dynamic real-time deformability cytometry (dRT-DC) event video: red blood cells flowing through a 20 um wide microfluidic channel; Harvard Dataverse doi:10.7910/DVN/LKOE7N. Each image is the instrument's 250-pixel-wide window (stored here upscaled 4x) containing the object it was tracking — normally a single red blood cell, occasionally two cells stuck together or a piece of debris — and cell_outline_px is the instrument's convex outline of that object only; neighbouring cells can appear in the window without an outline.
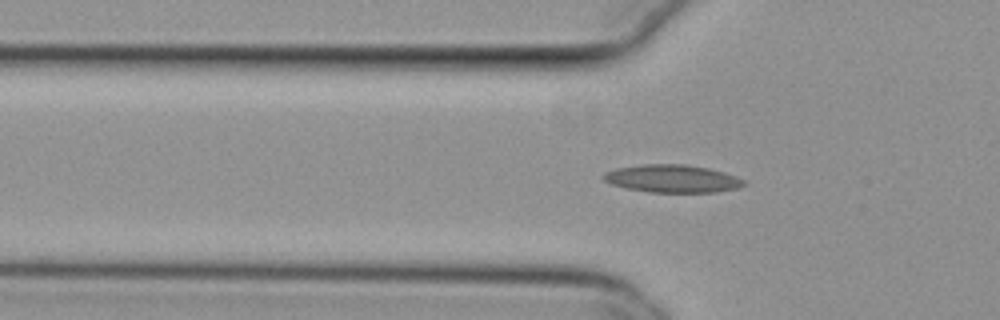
{"species": "common noctule bat (a hibernating species)", "species_latin": "Nyctalus noctula", "temperature_condition": "cold", "stored_images_in_passage": 40, "camera_frame_rate_fps": 3000, "um_per_image_px": 0.085, "animal": {"sex": "female", "body_mass_g": 29.2, "forearm_length_mm": 56.3}, "frame": {"image": 1, "passage_image": 10, "time_ms": 3.0, "image_size_px": [1000, 320], "cell_outline_px": [[748, 184], [736, 188], [712, 192], [648, 192], [628, 188], [612, 184], [604, 180], [600, 176], [604, 172], [616, 168], [644, 164], [684, 164], [708, 168], [724, 172], [736, 176], [744, 180]], "centroid_in_image_um": [57.13, 15.18], "position_along_channel_um": 68.7, "area_um2": 22.66}}
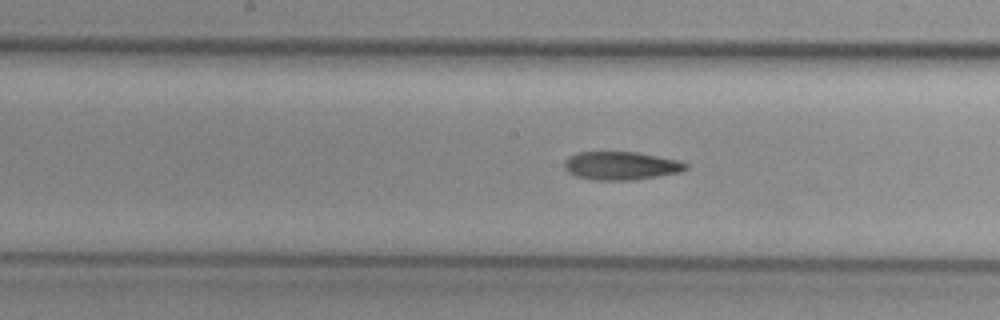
{"frame": {"image": 2, "passage_image": 20, "time_ms": 6.333, "image_size_px": [1000, 320], "cell_outline_px": [[688, 168], [680, 172], [656, 176], [628, 180], [592, 180], [576, 176], [568, 172], [564, 168], [564, 160], [568, 156], [576, 152], [636, 152], [676, 160], [688, 164]], "centroid_in_image_um": [52.72, 14.08], "position_along_channel_um": 195.5, "area_um2": 19.88}}
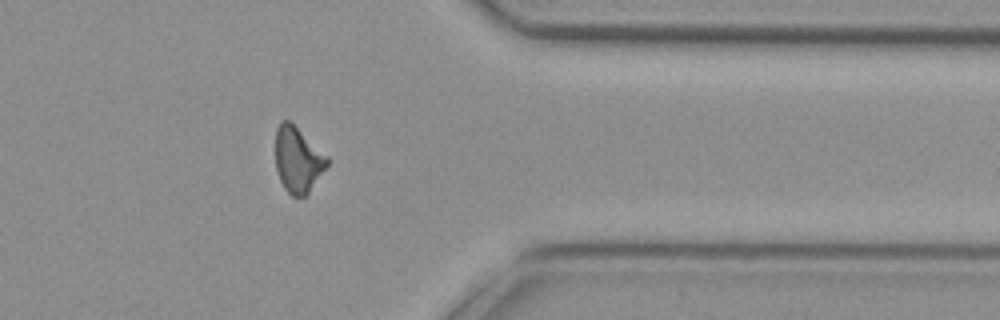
{"frame": {"image": 3, "passage_image": 36, "time_ms": 11.667, "image_size_px": [1000, 320], "cell_outline_px": [[328, 164], [308, 196], [292, 196], [284, 188], [280, 180], [276, 168], [276, 128], [280, 120], [288, 120], [328, 156]], "centroid_in_image_um": [25.32, 13.6], "position_along_channel_um": 386.1, "area_um2": 19.71}, "authors_computed_cell_mechanics": {"area_um2": 20.3745, "velocity_mm_per_s": 3.8164, "shape_relaxation_time_tau1_ms": null, "shape_relaxation_time_tau2_ms": 4.1814, "deformation_change_tau1": null, "deformation_change_tau2": 0.1216}}